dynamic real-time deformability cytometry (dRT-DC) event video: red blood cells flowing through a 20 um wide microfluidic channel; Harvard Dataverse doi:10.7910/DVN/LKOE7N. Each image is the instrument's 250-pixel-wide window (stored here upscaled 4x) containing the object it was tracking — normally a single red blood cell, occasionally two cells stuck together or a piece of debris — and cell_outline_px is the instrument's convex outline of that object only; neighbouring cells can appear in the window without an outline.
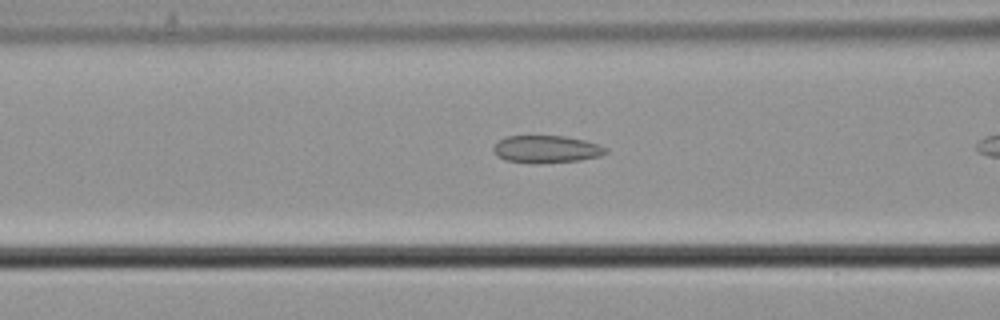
{"species": "common noctule bat (a hibernating species)", "species_latin": "Nyctalus noctula", "temperature_condition": "cold", "stored_images_in_passage": 20, "camera_frame_rate_fps": 3000, "um_per_image_px": 0.085, "animal": {"sex": "male", "body_mass_g": 21.5, "forearm_length_mm": 52.0}, "frame": {"image": 1, "passage_image": 15, "time_ms": 4.667, "image_size_px": [1000, 320], "cell_outline_px": [[608, 152], [600, 156], [580, 160], [540, 164], [532, 164], [504, 160], [496, 156], [492, 152], [492, 148], [496, 140], [504, 136], [564, 136], [584, 140], [608, 148]], "centroid_in_image_um": [46.36, 12.69], "position_along_channel_um": 120.2, "area_um2": 18.38}}